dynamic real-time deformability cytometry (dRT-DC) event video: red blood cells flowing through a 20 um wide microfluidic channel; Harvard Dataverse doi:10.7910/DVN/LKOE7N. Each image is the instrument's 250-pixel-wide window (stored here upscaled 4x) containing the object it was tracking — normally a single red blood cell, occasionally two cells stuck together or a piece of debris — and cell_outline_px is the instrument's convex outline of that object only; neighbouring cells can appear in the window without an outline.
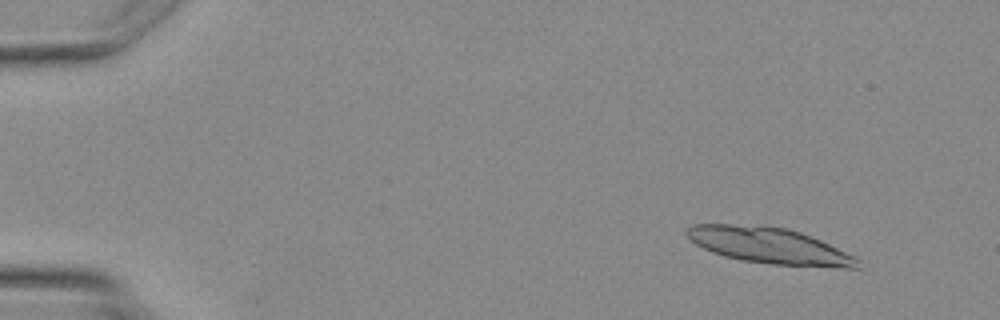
{"species": "Egyptian fruit bat (a non-hibernating species)", "species_latin": "Rousettus aegyptiacus", "temperature_condition": "warm", "stored_images_in_passage": 4, "camera_frame_rate_fps": 3000, "um_per_image_px": 0.085, "animal": {"sex": "female"}, "frame": {"image": 1, "passage_image": 2, "time_ms": 1.333, "image_size_px": [1000, 320], "cell_outline_px": [[860, 268], [840, 268], [772, 264], [740, 260], [724, 256], [712, 252], [696, 244], [684, 232], [692, 224], [764, 224], [788, 228], [800, 232], [820, 240], [856, 256], [860, 260]], "centroid_in_image_um": [65.42, 20.87], "position_along_channel_um": 19.6, "area_um2": 36.24}}